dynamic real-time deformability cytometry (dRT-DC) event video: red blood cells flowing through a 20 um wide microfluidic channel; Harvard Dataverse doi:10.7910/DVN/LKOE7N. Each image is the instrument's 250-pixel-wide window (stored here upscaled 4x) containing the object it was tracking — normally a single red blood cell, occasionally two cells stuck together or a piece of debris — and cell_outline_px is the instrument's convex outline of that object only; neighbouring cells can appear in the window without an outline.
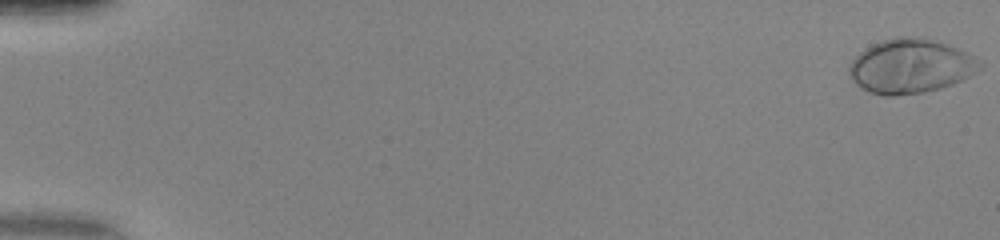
{"species": "human", "species_latin": "Homo sapiens", "temperature_condition": "warm", "stored_images_in_passage": 51, "camera_frame_rate_fps": 3000, "um_per_image_px": 0.085, "donor": {"sex": "female"}, "frame": {"image": 1, "passage_image": 1, "time_ms": 0.0, "image_size_px": [1000, 240], "cell_outline_px": [[984, 64], [980, 68], [968, 76], [952, 84], [940, 88], [924, 92], [896, 96], [884, 96], [872, 92], [856, 84], [852, 80], [848, 72], [848, 68], [852, 60], [864, 48], [872, 44], [896, 36], [912, 36], [932, 40], [956, 48], [972, 56]], "centroid_in_image_um": [77.35, 5.63], "position_along_channel_um": 7.7, "area_um2": 40.86}}
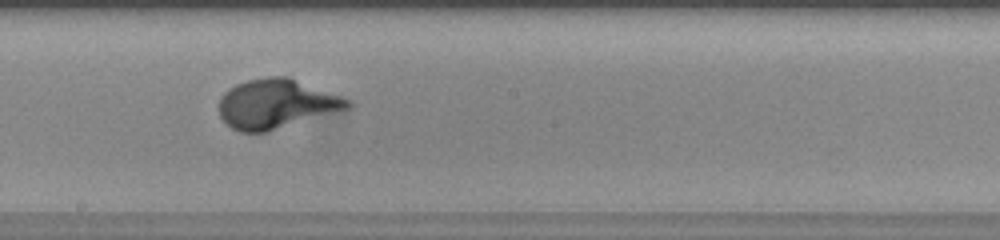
{"frame": {"image": 2, "passage_image": 30, "time_ms": 9.667, "image_size_px": [1000, 240], "cell_outline_px": [[356, 104], [352, 108], [264, 132], [240, 132], [232, 128], [220, 116], [220, 96], [228, 88], [236, 84], [248, 80], [268, 76], [288, 76], [352, 100]], "centroid_in_image_um": [23.53, 8.81], "position_along_channel_um": 224.7, "area_um2": 37.05}}
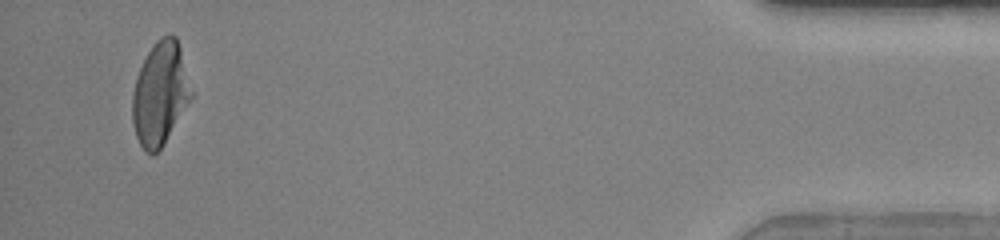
{"frame": {"image": 3, "passage_image": 49, "time_ms": 16.0, "image_size_px": [1000, 240], "cell_outline_px": [[192, 96], [164, 144], [152, 156], [144, 152], [136, 136], [132, 120], [132, 92], [136, 76], [148, 52], [156, 40], [164, 36], [176, 36], [180, 48], [192, 92]], "centroid_in_image_um": [13.58, 7.99], "position_along_channel_um": 421.6, "area_um2": 34.97}}